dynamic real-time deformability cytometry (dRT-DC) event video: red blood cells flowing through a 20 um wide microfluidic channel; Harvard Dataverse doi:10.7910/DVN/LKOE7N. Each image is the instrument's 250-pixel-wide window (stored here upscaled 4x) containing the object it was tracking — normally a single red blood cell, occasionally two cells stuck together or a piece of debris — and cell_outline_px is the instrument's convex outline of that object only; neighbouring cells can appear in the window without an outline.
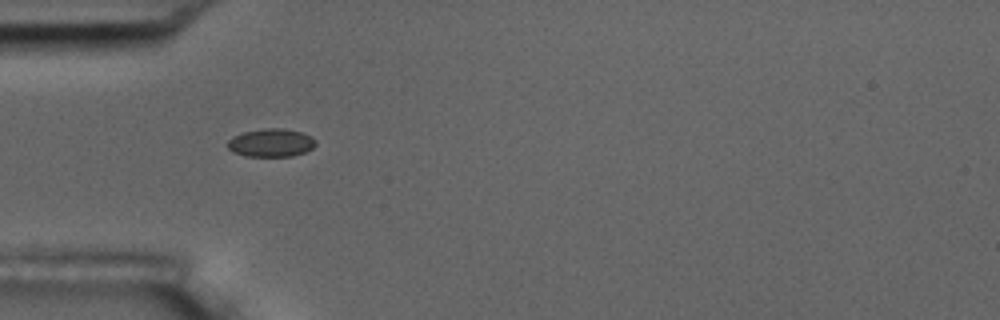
{"species": "common noctule bat (a hibernating species)", "species_latin": "Nyctalus noctula", "temperature_condition": "room temperature", "stored_images_in_passage": 2, "camera_frame_rate_fps": 3000, "um_per_image_px": 0.085, "animal": {"sex": "male", "body_mass_g": 17.5, "forearm_length_mm": 52.3}, "frame": {"image": 1, "passage_image": 1, "time_ms": 0.0, "image_size_px": [1000, 320], "cell_outline_px": [[316, 144], [312, 148], [304, 152], [292, 156], [244, 156], [232, 152], [228, 148], [228, 140], [232, 136], [244, 132], [268, 128], [284, 128], [300, 132], [312, 136], [316, 140]], "centroid_in_image_um": [23.04, 12.14], "position_along_channel_um": 62.0, "area_um2": 14.45}}